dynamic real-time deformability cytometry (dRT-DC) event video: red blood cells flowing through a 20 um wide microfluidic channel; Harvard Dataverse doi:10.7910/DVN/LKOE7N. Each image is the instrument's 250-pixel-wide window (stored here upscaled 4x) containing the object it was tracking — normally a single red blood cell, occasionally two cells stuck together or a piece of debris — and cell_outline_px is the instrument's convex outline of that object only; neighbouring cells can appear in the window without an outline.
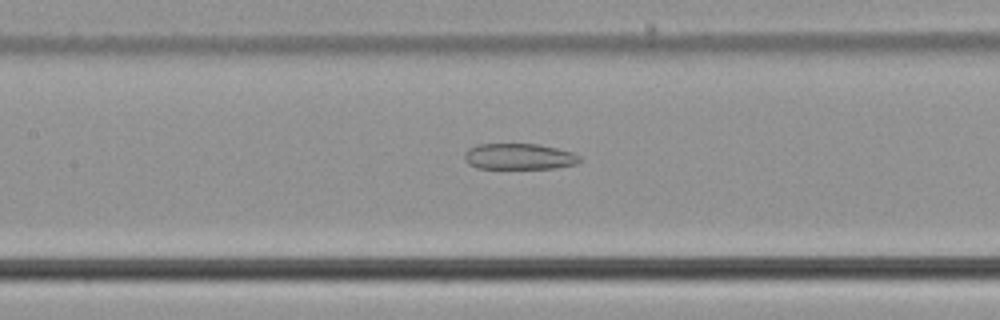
{"species": "common noctule bat (a hibernating species)", "species_latin": "Nyctalus noctula", "temperature_condition": "cold", "stored_images_in_passage": 55, "camera_frame_rate_fps": 3000, "um_per_image_px": 0.085, "animal": {"sex": "male", "body_mass_g": 21.5, "forearm_length_mm": 52.0}, "frame": {"image": 1, "passage_image": 26, "time_ms": 8.333, "image_size_px": [1000, 320], "cell_outline_px": [[580, 160], [576, 164], [556, 168], [476, 168], [468, 164], [464, 160], [464, 156], [468, 148], [476, 144], [540, 144], [572, 152], [580, 156]], "centroid_in_image_um": [44.1, 13.3], "position_along_channel_um": 163.3, "area_um2": 17.51}}
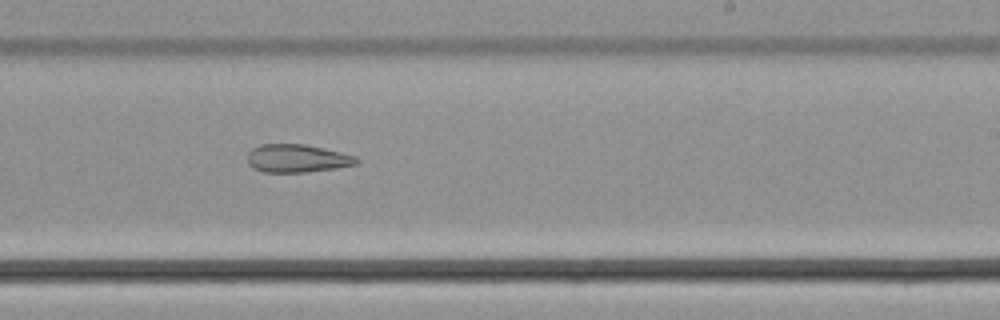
{"frame": {"image": 2, "passage_image": 34, "time_ms": 11.0, "image_size_px": [1000, 320], "cell_outline_px": [[360, 160], [356, 164], [336, 168], [304, 172], [264, 172], [252, 168], [248, 164], [248, 152], [252, 148], [260, 144], [304, 144], [324, 148], [356, 156]], "centroid_in_image_um": [25.23, 13.46], "position_along_channel_um": 263.8, "area_um2": 17.86}}
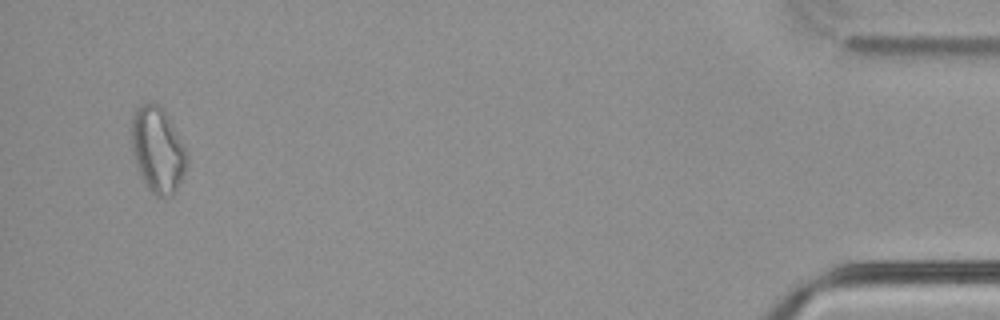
{"frame": {"image": 3, "passage_image": 53, "time_ms": 17.333, "image_size_px": [1000, 320], "cell_outline_px": [[188, 164], [172, 196], [156, 196], [144, 184], [140, 176], [132, 152], [132, 112], [140, 104], [156, 104], [168, 116], [188, 152]], "centroid_in_image_um": [13.4, 12.75], "position_along_channel_um": 421.8, "area_um2": 27.46}}